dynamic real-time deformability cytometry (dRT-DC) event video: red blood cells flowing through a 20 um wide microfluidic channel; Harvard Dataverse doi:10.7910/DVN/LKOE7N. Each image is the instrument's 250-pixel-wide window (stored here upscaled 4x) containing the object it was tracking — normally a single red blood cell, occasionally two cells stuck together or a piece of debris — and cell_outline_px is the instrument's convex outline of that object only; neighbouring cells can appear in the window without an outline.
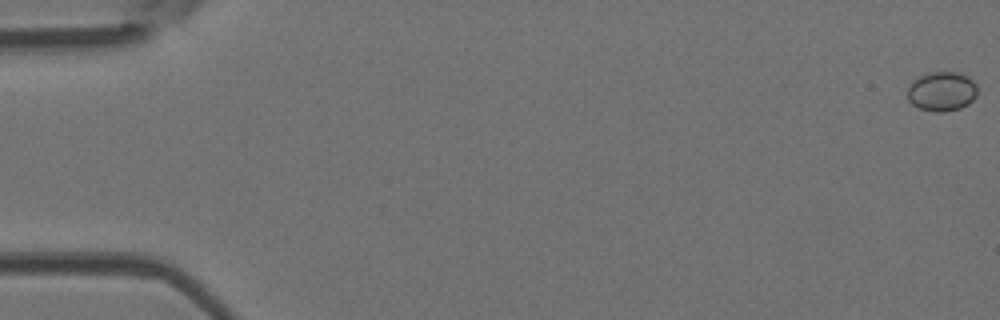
{"species": "Egyptian fruit bat (a non-hibernating species)", "species_latin": "Rousettus aegyptiacus", "temperature_condition": "room temperature", "stored_images_in_passage": 20, "camera_frame_rate_fps": 3000, "um_per_image_px": 0.085, "animal": {"sex": "female"}, "frame": {"image": 1, "passage_image": 1, "time_ms": 0.0, "image_size_px": [1000, 320], "cell_outline_px": [[976, 96], [968, 104], [960, 108], [944, 112], [932, 112], [920, 108], [912, 104], [908, 100], [908, 88], [912, 80], [928, 72], [956, 72], [968, 76], [976, 84]], "centroid_in_image_um": [80.04, 7.77], "position_along_channel_um": 5.0, "area_um2": 16.13}}
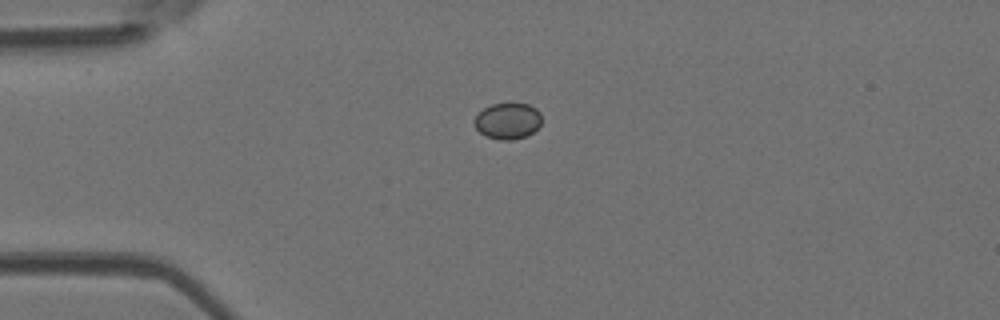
{"frame": {"image": 2, "passage_image": 14, "time_ms": 4.333, "image_size_px": [1000, 320], "cell_outline_px": [[540, 124], [528, 136], [512, 140], [500, 140], [484, 136], [472, 124], [472, 120], [484, 108], [492, 104], [528, 104], [536, 108], [540, 112]], "centroid_in_image_um": [43.12, 10.3], "position_along_channel_um": 41.9, "area_um2": 14.22}}
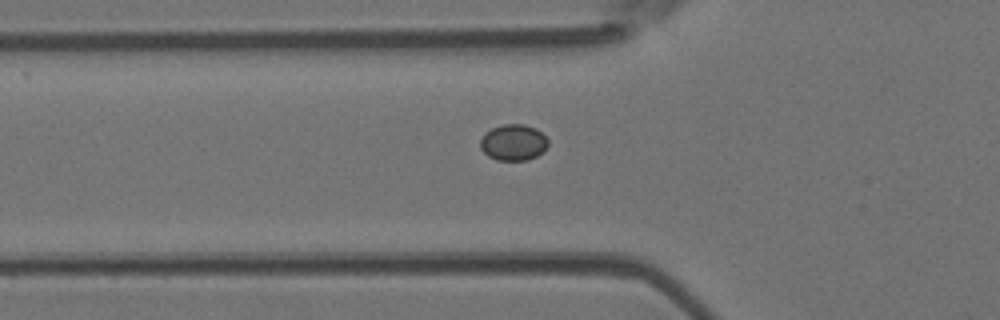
{"frame": {"image": 3, "passage_image": 19, "time_ms": 6.0, "image_size_px": [1000, 320], "cell_outline_px": [[548, 144], [544, 152], [528, 160], [496, 160], [488, 156], [480, 148], [480, 140], [484, 132], [492, 128], [504, 124], [524, 124], [536, 128], [548, 140]], "centroid_in_image_um": [43.63, 12.11], "position_along_channel_um": 82.2, "area_um2": 14.39}}